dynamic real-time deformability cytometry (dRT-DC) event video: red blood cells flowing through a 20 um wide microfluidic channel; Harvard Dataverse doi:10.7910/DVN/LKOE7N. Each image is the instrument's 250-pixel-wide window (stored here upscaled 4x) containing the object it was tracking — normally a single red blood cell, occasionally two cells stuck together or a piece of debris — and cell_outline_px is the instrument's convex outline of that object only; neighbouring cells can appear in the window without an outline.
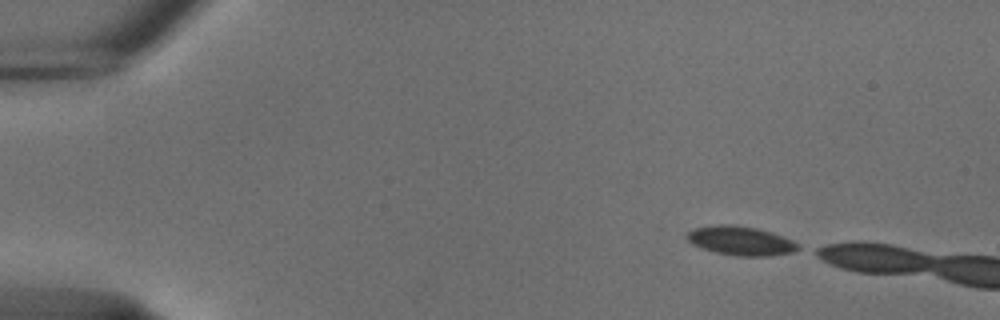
{"species": "common noctule bat (a hibernating species)", "species_latin": "Nyctalus noctula", "temperature_condition": "cold", "stored_images_in_passage": 9, "camera_frame_rate_fps": 3000, "um_per_image_px": 0.085, "animal": {"sex": "male", "body_mass_g": 18.8}, "frame": {"image": 1, "passage_image": 1, "time_ms": 0.0, "image_size_px": [1000, 320], "cell_outline_px": [[800, 248], [792, 252], [768, 256], [736, 256], [716, 252], [692, 244], [684, 236], [688, 232], [696, 228], [720, 224], [732, 224], [756, 228], [772, 232], [792, 240], [800, 244]], "centroid_in_image_um": [62.98, 20.46], "position_along_channel_um": 22.0, "area_um2": 18.73}}